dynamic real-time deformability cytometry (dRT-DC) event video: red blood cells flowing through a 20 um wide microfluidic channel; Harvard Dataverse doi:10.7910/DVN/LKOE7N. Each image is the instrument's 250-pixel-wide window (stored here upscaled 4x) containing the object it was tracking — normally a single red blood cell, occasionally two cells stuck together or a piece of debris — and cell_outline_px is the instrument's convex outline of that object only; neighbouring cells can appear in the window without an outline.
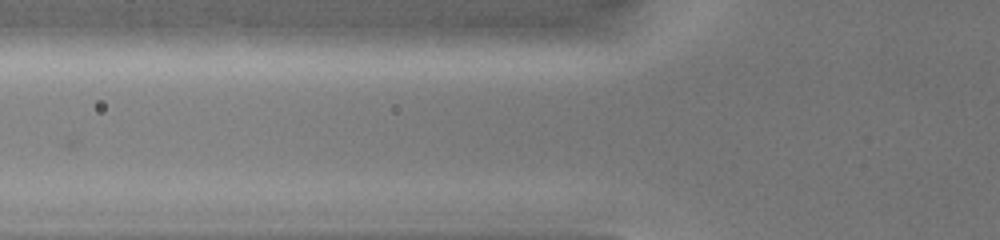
{"species": "common noctule bat (a hibernating species)", "species_latin": "Nyctalus noctula", "temperature_condition": "warm", "stored_images_in_passage": 5, "camera_frame_rate_fps": 3000, "um_per_image_px": 0.085, "animal": {"sex": "female", "body_mass_g": 19.0, "forearm_length_mm": 51.5}, "frame": {"image": 1, "passage_image": 5, "time_ms": 3.667, "image_size_px": [1000, 240], "cell_outline_px": [[628, 32], [608, 40], [592, 44], [552, 48], [460, 52], [448, 48], [440, 44], [452, 32], [472, 24], [580, 24]], "centroid_in_image_um": [44.66, 3.12], "position_along_channel_um": 81.1, "area_um2": 27.8}}